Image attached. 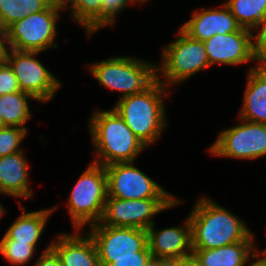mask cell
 Instances as JSON below:
<instances>
[{
	"mask_svg": "<svg viewBox=\"0 0 266 266\" xmlns=\"http://www.w3.org/2000/svg\"><path fill=\"white\" fill-rule=\"evenodd\" d=\"M192 250L223 247L254 240L253 233L237 216L202 196L190 215Z\"/></svg>",
	"mask_w": 266,
	"mask_h": 266,
	"instance_id": "cell-1",
	"label": "cell"
},
{
	"mask_svg": "<svg viewBox=\"0 0 266 266\" xmlns=\"http://www.w3.org/2000/svg\"><path fill=\"white\" fill-rule=\"evenodd\" d=\"M89 123L90 136L97 152L95 156L98 157L93 163L103 166L134 163L138 154L146 149L114 108L93 112Z\"/></svg>",
	"mask_w": 266,
	"mask_h": 266,
	"instance_id": "cell-2",
	"label": "cell"
},
{
	"mask_svg": "<svg viewBox=\"0 0 266 266\" xmlns=\"http://www.w3.org/2000/svg\"><path fill=\"white\" fill-rule=\"evenodd\" d=\"M166 89L156 80L145 91L120 98L113 107L146 147L158 140L167 126L163 96L169 97L170 92Z\"/></svg>",
	"mask_w": 266,
	"mask_h": 266,
	"instance_id": "cell-3",
	"label": "cell"
},
{
	"mask_svg": "<svg viewBox=\"0 0 266 266\" xmlns=\"http://www.w3.org/2000/svg\"><path fill=\"white\" fill-rule=\"evenodd\" d=\"M89 67L100 85L122 92L120 98L141 93L157 80V66L134 57L107 58Z\"/></svg>",
	"mask_w": 266,
	"mask_h": 266,
	"instance_id": "cell-4",
	"label": "cell"
},
{
	"mask_svg": "<svg viewBox=\"0 0 266 266\" xmlns=\"http://www.w3.org/2000/svg\"><path fill=\"white\" fill-rule=\"evenodd\" d=\"M107 196L105 167L92 162L79 177L68 198L67 209L75 230L100 222Z\"/></svg>",
	"mask_w": 266,
	"mask_h": 266,
	"instance_id": "cell-5",
	"label": "cell"
},
{
	"mask_svg": "<svg viewBox=\"0 0 266 266\" xmlns=\"http://www.w3.org/2000/svg\"><path fill=\"white\" fill-rule=\"evenodd\" d=\"M178 31L179 37L163 48L162 63L156 67L157 80L165 87L179 84L210 67L203 41L190 38L180 28ZM158 72L166 81L160 80Z\"/></svg>",
	"mask_w": 266,
	"mask_h": 266,
	"instance_id": "cell-6",
	"label": "cell"
},
{
	"mask_svg": "<svg viewBox=\"0 0 266 266\" xmlns=\"http://www.w3.org/2000/svg\"><path fill=\"white\" fill-rule=\"evenodd\" d=\"M63 11L58 0H54L45 10L30 13L8 29V42L11 49L17 51L43 52L48 48H57L56 22L59 12Z\"/></svg>",
	"mask_w": 266,
	"mask_h": 266,
	"instance_id": "cell-7",
	"label": "cell"
},
{
	"mask_svg": "<svg viewBox=\"0 0 266 266\" xmlns=\"http://www.w3.org/2000/svg\"><path fill=\"white\" fill-rule=\"evenodd\" d=\"M95 242L101 266H108L112 257L151 256L147 231L140 228L112 227L100 222L88 227Z\"/></svg>",
	"mask_w": 266,
	"mask_h": 266,
	"instance_id": "cell-8",
	"label": "cell"
},
{
	"mask_svg": "<svg viewBox=\"0 0 266 266\" xmlns=\"http://www.w3.org/2000/svg\"><path fill=\"white\" fill-rule=\"evenodd\" d=\"M178 199H120L107 196L100 223L112 227L147 230L154 224L152 218L178 205Z\"/></svg>",
	"mask_w": 266,
	"mask_h": 266,
	"instance_id": "cell-9",
	"label": "cell"
},
{
	"mask_svg": "<svg viewBox=\"0 0 266 266\" xmlns=\"http://www.w3.org/2000/svg\"><path fill=\"white\" fill-rule=\"evenodd\" d=\"M107 177V195L120 199H176L165 191L133 162L104 166Z\"/></svg>",
	"mask_w": 266,
	"mask_h": 266,
	"instance_id": "cell-10",
	"label": "cell"
},
{
	"mask_svg": "<svg viewBox=\"0 0 266 266\" xmlns=\"http://www.w3.org/2000/svg\"><path fill=\"white\" fill-rule=\"evenodd\" d=\"M243 123L220 132L208 149L218 157L254 160L266 155V124L240 119Z\"/></svg>",
	"mask_w": 266,
	"mask_h": 266,
	"instance_id": "cell-11",
	"label": "cell"
},
{
	"mask_svg": "<svg viewBox=\"0 0 266 266\" xmlns=\"http://www.w3.org/2000/svg\"><path fill=\"white\" fill-rule=\"evenodd\" d=\"M41 52L9 50L6 62L12 68L21 91L33 95L37 101L48 102L53 99L61 83L36 55Z\"/></svg>",
	"mask_w": 266,
	"mask_h": 266,
	"instance_id": "cell-12",
	"label": "cell"
},
{
	"mask_svg": "<svg viewBox=\"0 0 266 266\" xmlns=\"http://www.w3.org/2000/svg\"><path fill=\"white\" fill-rule=\"evenodd\" d=\"M252 31L241 28L233 33L215 34L203 41L210 66L239 65L255 62L252 50Z\"/></svg>",
	"mask_w": 266,
	"mask_h": 266,
	"instance_id": "cell-13",
	"label": "cell"
},
{
	"mask_svg": "<svg viewBox=\"0 0 266 266\" xmlns=\"http://www.w3.org/2000/svg\"><path fill=\"white\" fill-rule=\"evenodd\" d=\"M155 223L147 231L151 256L158 258H186L192 255L191 224L186 218L183 226L155 230Z\"/></svg>",
	"mask_w": 266,
	"mask_h": 266,
	"instance_id": "cell-14",
	"label": "cell"
},
{
	"mask_svg": "<svg viewBox=\"0 0 266 266\" xmlns=\"http://www.w3.org/2000/svg\"><path fill=\"white\" fill-rule=\"evenodd\" d=\"M223 8L208 9L193 12L192 18L181 25L180 29L190 38L205 41L215 34H227L239 31L238 24L229 8L223 3Z\"/></svg>",
	"mask_w": 266,
	"mask_h": 266,
	"instance_id": "cell-15",
	"label": "cell"
},
{
	"mask_svg": "<svg viewBox=\"0 0 266 266\" xmlns=\"http://www.w3.org/2000/svg\"><path fill=\"white\" fill-rule=\"evenodd\" d=\"M78 231L75 230L76 234L58 235L55 241H51V249L62 266H101L94 240L89 233L83 236Z\"/></svg>",
	"mask_w": 266,
	"mask_h": 266,
	"instance_id": "cell-16",
	"label": "cell"
},
{
	"mask_svg": "<svg viewBox=\"0 0 266 266\" xmlns=\"http://www.w3.org/2000/svg\"><path fill=\"white\" fill-rule=\"evenodd\" d=\"M29 166L24 152L0 157V193L16 198H30Z\"/></svg>",
	"mask_w": 266,
	"mask_h": 266,
	"instance_id": "cell-17",
	"label": "cell"
},
{
	"mask_svg": "<svg viewBox=\"0 0 266 266\" xmlns=\"http://www.w3.org/2000/svg\"><path fill=\"white\" fill-rule=\"evenodd\" d=\"M239 118L266 124V69L255 66L249 69Z\"/></svg>",
	"mask_w": 266,
	"mask_h": 266,
	"instance_id": "cell-18",
	"label": "cell"
},
{
	"mask_svg": "<svg viewBox=\"0 0 266 266\" xmlns=\"http://www.w3.org/2000/svg\"><path fill=\"white\" fill-rule=\"evenodd\" d=\"M253 241L243 240L214 249L192 250V255L200 266H245L249 258H257Z\"/></svg>",
	"mask_w": 266,
	"mask_h": 266,
	"instance_id": "cell-19",
	"label": "cell"
},
{
	"mask_svg": "<svg viewBox=\"0 0 266 266\" xmlns=\"http://www.w3.org/2000/svg\"><path fill=\"white\" fill-rule=\"evenodd\" d=\"M56 208H58V206L52 209L25 213L26 207H22V214L12 223L5 235L16 242L36 246L50 215Z\"/></svg>",
	"mask_w": 266,
	"mask_h": 266,
	"instance_id": "cell-20",
	"label": "cell"
},
{
	"mask_svg": "<svg viewBox=\"0 0 266 266\" xmlns=\"http://www.w3.org/2000/svg\"><path fill=\"white\" fill-rule=\"evenodd\" d=\"M28 98L37 100L33 95L23 91L0 96V118L4 126L26 129L24 125L32 116Z\"/></svg>",
	"mask_w": 266,
	"mask_h": 266,
	"instance_id": "cell-21",
	"label": "cell"
},
{
	"mask_svg": "<svg viewBox=\"0 0 266 266\" xmlns=\"http://www.w3.org/2000/svg\"><path fill=\"white\" fill-rule=\"evenodd\" d=\"M58 2L63 10H66L68 2L70 3L72 19L81 23L88 36L103 27L102 0H58Z\"/></svg>",
	"mask_w": 266,
	"mask_h": 266,
	"instance_id": "cell-22",
	"label": "cell"
},
{
	"mask_svg": "<svg viewBox=\"0 0 266 266\" xmlns=\"http://www.w3.org/2000/svg\"><path fill=\"white\" fill-rule=\"evenodd\" d=\"M54 0H0V25L8 29L30 13L45 10Z\"/></svg>",
	"mask_w": 266,
	"mask_h": 266,
	"instance_id": "cell-23",
	"label": "cell"
},
{
	"mask_svg": "<svg viewBox=\"0 0 266 266\" xmlns=\"http://www.w3.org/2000/svg\"><path fill=\"white\" fill-rule=\"evenodd\" d=\"M245 29L254 30L266 18V0H228L224 3Z\"/></svg>",
	"mask_w": 266,
	"mask_h": 266,
	"instance_id": "cell-24",
	"label": "cell"
},
{
	"mask_svg": "<svg viewBox=\"0 0 266 266\" xmlns=\"http://www.w3.org/2000/svg\"><path fill=\"white\" fill-rule=\"evenodd\" d=\"M35 247L27 243L11 240L4 234L0 241V254L11 265L22 266L31 260L35 254Z\"/></svg>",
	"mask_w": 266,
	"mask_h": 266,
	"instance_id": "cell-25",
	"label": "cell"
},
{
	"mask_svg": "<svg viewBox=\"0 0 266 266\" xmlns=\"http://www.w3.org/2000/svg\"><path fill=\"white\" fill-rule=\"evenodd\" d=\"M27 133V129L14 126H4L0 129V157L22 151L19 145Z\"/></svg>",
	"mask_w": 266,
	"mask_h": 266,
	"instance_id": "cell-26",
	"label": "cell"
},
{
	"mask_svg": "<svg viewBox=\"0 0 266 266\" xmlns=\"http://www.w3.org/2000/svg\"><path fill=\"white\" fill-rule=\"evenodd\" d=\"M254 29L258 30L255 35L252 33V50L257 62L255 67L266 69V18Z\"/></svg>",
	"mask_w": 266,
	"mask_h": 266,
	"instance_id": "cell-27",
	"label": "cell"
},
{
	"mask_svg": "<svg viewBox=\"0 0 266 266\" xmlns=\"http://www.w3.org/2000/svg\"><path fill=\"white\" fill-rule=\"evenodd\" d=\"M103 2V27L113 26L117 13L123 11L126 6L139 0H102Z\"/></svg>",
	"mask_w": 266,
	"mask_h": 266,
	"instance_id": "cell-28",
	"label": "cell"
},
{
	"mask_svg": "<svg viewBox=\"0 0 266 266\" xmlns=\"http://www.w3.org/2000/svg\"><path fill=\"white\" fill-rule=\"evenodd\" d=\"M21 91L18 80L7 62L0 63V96Z\"/></svg>",
	"mask_w": 266,
	"mask_h": 266,
	"instance_id": "cell-29",
	"label": "cell"
},
{
	"mask_svg": "<svg viewBox=\"0 0 266 266\" xmlns=\"http://www.w3.org/2000/svg\"><path fill=\"white\" fill-rule=\"evenodd\" d=\"M150 256H125L112 257V262L108 266H144Z\"/></svg>",
	"mask_w": 266,
	"mask_h": 266,
	"instance_id": "cell-30",
	"label": "cell"
},
{
	"mask_svg": "<svg viewBox=\"0 0 266 266\" xmlns=\"http://www.w3.org/2000/svg\"><path fill=\"white\" fill-rule=\"evenodd\" d=\"M35 266H62V264L57 254L51 249V245H49L35 262Z\"/></svg>",
	"mask_w": 266,
	"mask_h": 266,
	"instance_id": "cell-31",
	"label": "cell"
},
{
	"mask_svg": "<svg viewBox=\"0 0 266 266\" xmlns=\"http://www.w3.org/2000/svg\"><path fill=\"white\" fill-rule=\"evenodd\" d=\"M7 45H6V44ZM8 42V31L0 25V63L6 62L10 47ZM9 48V49H8Z\"/></svg>",
	"mask_w": 266,
	"mask_h": 266,
	"instance_id": "cell-32",
	"label": "cell"
},
{
	"mask_svg": "<svg viewBox=\"0 0 266 266\" xmlns=\"http://www.w3.org/2000/svg\"><path fill=\"white\" fill-rule=\"evenodd\" d=\"M176 266H200L198 261L194 258L193 255L186 257V258H180L176 262Z\"/></svg>",
	"mask_w": 266,
	"mask_h": 266,
	"instance_id": "cell-33",
	"label": "cell"
},
{
	"mask_svg": "<svg viewBox=\"0 0 266 266\" xmlns=\"http://www.w3.org/2000/svg\"><path fill=\"white\" fill-rule=\"evenodd\" d=\"M176 258H158L156 266H176Z\"/></svg>",
	"mask_w": 266,
	"mask_h": 266,
	"instance_id": "cell-34",
	"label": "cell"
},
{
	"mask_svg": "<svg viewBox=\"0 0 266 266\" xmlns=\"http://www.w3.org/2000/svg\"><path fill=\"white\" fill-rule=\"evenodd\" d=\"M257 252V257L258 259H255L253 262H250V265L249 266H266V252L264 251L263 253H259L258 251ZM263 254L264 257L263 258H259L260 255Z\"/></svg>",
	"mask_w": 266,
	"mask_h": 266,
	"instance_id": "cell-35",
	"label": "cell"
},
{
	"mask_svg": "<svg viewBox=\"0 0 266 266\" xmlns=\"http://www.w3.org/2000/svg\"><path fill=\"white\" fill-rule=\"evenodd\" d=\"M156 264H157V257L150 256L145 262L144 266H156Z\"/></svg>",
	"mask_w": 266,
	"mask_h": 266,
	"instance_id": "cell-36",
	"label": "cell"
},
{
	"mask_svg": "<svg viewBox=\"0 0 266 266\" xmlns=\"http://www.w3.org/2000/svg\"><path fill=\"white\" fill-rule=\"evenodd\" d=\"M4 212H5V210L3 209L2 204H0V218H1V216H4L3 215Z\"/></svg>",
	"mask_w": 266,
	"mask_h": 266,
	"instance_id": "cell-37",
	"label": "cell"
},
{
	"mask_svg": "<svg viewBox=\"0 0 266 266\" xmlns=\"http://www.w3.org/2000/svg\"><path fill=\"white\" fill-rule=\"evenodd\" d=\"M3 127H4V124H3V122H2V120L0 118V129H2Z\"/></svg>",
	"mask_w": 266,
	"mask_h": 266,
	"instance_id": "cell-38",
	"label": "cell"
},
{
	"mask_svg": "<svg viewBox=\"0 0 266 266\" xmlns=\"http://www.w3.org/2000/svg\"><path fill=\"white\" fill-rule=\"evenodd\" d=\"M139 1H140V2H141V4H142V3H145V1H147V0H139Z\"/></svg>",
	"mask_w": 266,
	"mask_h": 266,
	"instance_id": "cell-39",
	"label": "cell"
}]
</instances>
